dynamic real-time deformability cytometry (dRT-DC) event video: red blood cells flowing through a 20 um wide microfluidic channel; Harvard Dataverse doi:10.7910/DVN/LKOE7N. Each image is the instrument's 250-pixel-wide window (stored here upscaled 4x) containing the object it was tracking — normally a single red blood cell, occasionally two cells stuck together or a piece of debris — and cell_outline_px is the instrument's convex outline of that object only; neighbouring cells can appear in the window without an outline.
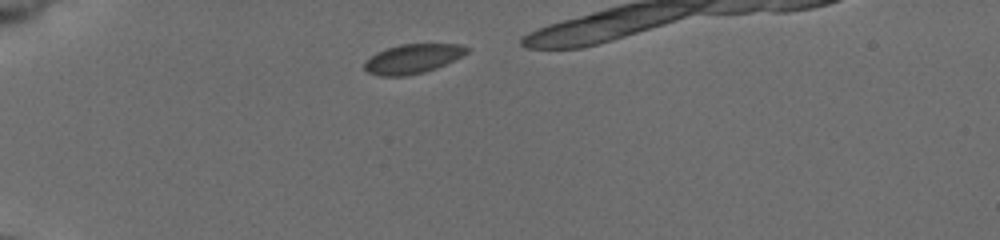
{"species": "common noctule bat (a hibernating species)", "species_latin": "Nyctalus noctula", "temperature_condition": "cold", "stored_images_in_passage": 33, "camera_frame_rate_fps": 3000, "um_per_image_px": 0.085, "animal": {"sex": "female", "body_mass_g": 19.5, "forearm_length_mm": 54.1}, "frame": {"image": 1, "passage_image": 1, "time_ms": 0.0, "image_size_px": [1000, 240], "cell_outline_px": [[468, 52], [436, 68], [424, 72], [404, 76], [380, 76], [368, 72], [364, 68], [364, 64], [376, 52], [400, 44], [456, 44], [468, 48]], "centroid_in_image_um": [35.04, 5.0], "position_along_channel_um": 50.0, "area_um2": 17.11}}
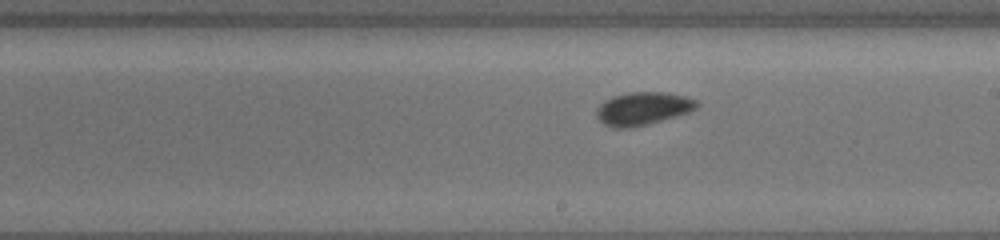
{"frame": {"image": 2, "passage_image": 18, "time_ms": 5.667, "image_size_px": [1000, 240], "cell_outline_px": [[700, 104], [696, 108], [688, 112], [648, 124], [628, 128], [612, 128], [604, 124], [596, 116], [596, 108], [604, 100], [612, 96], [628, 92], [668, 92], [684, 96], [696, 100]], "centroid_in_image_um": [54.61, 9.22], "position_along_channel_um": 234.4, "area_um2": 19.31}}
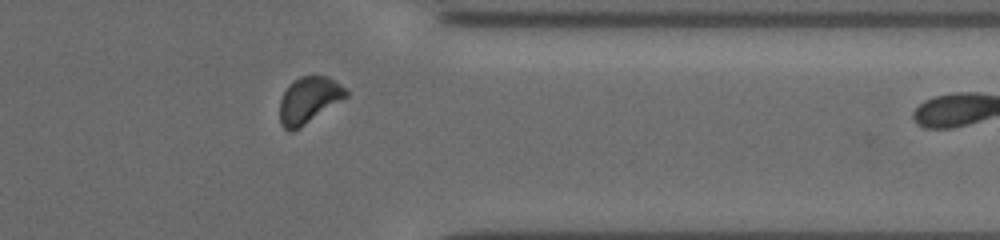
{"frame": {"image": 3, "passage_image": 30, "time_ms": 9.667, "image_size_px": [1000, 240], "cell_outline_px": [[348, 96], [300, 128], [292, 132], [288, 132], [280, 124], [280, 100], [288, 84], [300, 76], [328, 76], [344, 88], [348, 92]], "centroid_in_image_um": [26.22, 8.52], "position_along_channel_um": 385.2, "area_um2": 17.86}}